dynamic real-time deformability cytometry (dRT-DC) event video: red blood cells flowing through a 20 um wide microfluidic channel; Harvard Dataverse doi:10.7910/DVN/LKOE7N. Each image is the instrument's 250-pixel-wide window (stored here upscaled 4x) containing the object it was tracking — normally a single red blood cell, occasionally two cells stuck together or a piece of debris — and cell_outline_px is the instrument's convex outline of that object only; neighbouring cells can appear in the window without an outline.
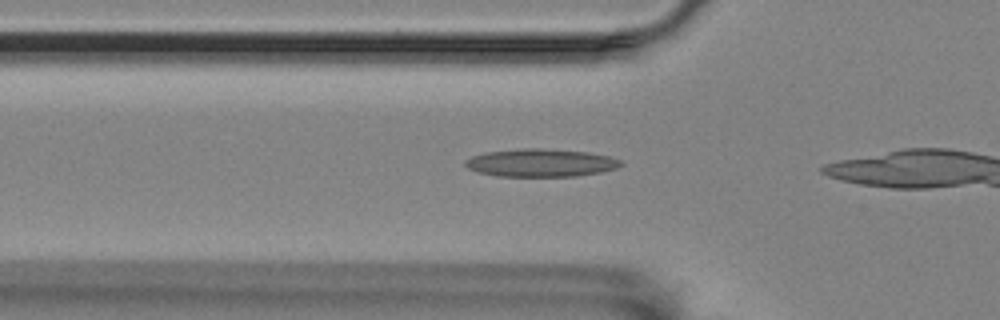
{"species": "Egyptian fruit bat (a non-hibernating species)", "species_latin": "Rousettus aegyptiacus", "temperature_condition": "room temperature", "stored_images_in_passage": 9, "camera_frame_rate_fps": 3000, "um_per_image_px": 0.085, "animal": {"sex": "female"}, "frame": {"image": 1, "passage_image": 3, "time_ms": 0.667, "image_size_px": [1000, 320], "cell_outline_px": [[624, 164], [616, 168], [600, 172], [576, 176], [496, 176], [480, 172], [468, 168], [464, 164], [464, 160], [472, 156], [484, 152], [524, 148], [540, 148], [588, 152], [608, 156], [620, 160]], "centroid_in_image_um": [45.95, 13.83], "position_along_channel_um": 79.9, "area_um2": 25.2}}
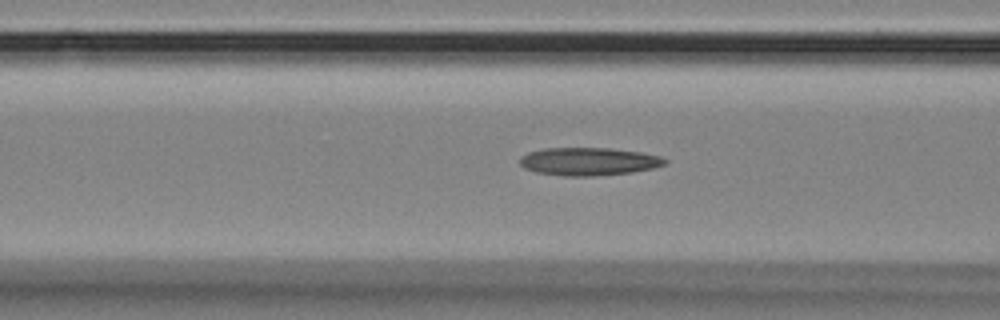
{"frame": {"image": 2, "passage_image": 6, "time_ms": 1.667, "image_size_px": [1000, 320], "cell_outline_px": [[668, 160], [664, 164], [652, 168], [632, 172], [596, 176], [564, 176], [536, 172], [524, 168], [520, 164], [520, 156], [528, 152], [544, 148], [608, 148], [640, 152], [660, 156]], "centroid_in_image_um": [50.0, 13.72], "position_along_channel_um": 116.6, "area_um2": 23.58}}